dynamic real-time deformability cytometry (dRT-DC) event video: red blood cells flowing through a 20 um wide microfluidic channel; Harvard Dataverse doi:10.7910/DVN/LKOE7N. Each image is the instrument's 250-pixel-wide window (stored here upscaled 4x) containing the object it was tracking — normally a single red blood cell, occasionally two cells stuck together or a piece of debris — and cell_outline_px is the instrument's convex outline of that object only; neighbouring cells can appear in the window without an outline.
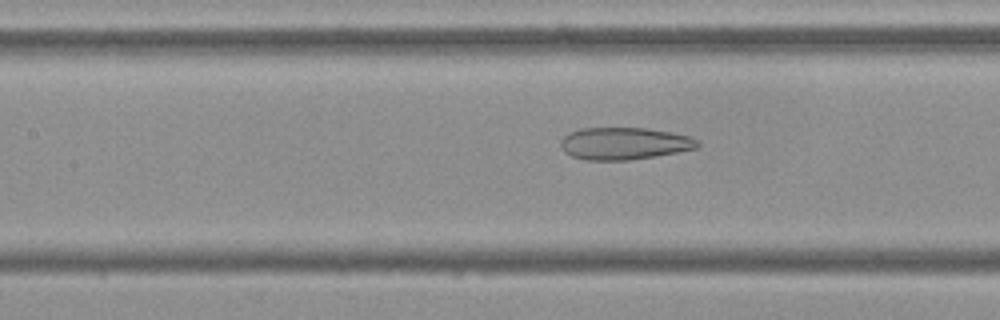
{"species": "Egyptian fruit bat (a non-hibernating species)", "species_latin": "Rousettus aegyptiacus", "temperature_condition": "cold", "stored_images_in_passage": 53, "camera_frame_rate_fps": 3000, "um_per_image_px": 0.085, "frame": {"image": 1, "passage_image": 23, "time_ms": 7.333, "image_size_px": [1000, 320], "cell_outline_px": [[700, 144], [696, 148], [656, 156], [628, 160], [584, 160], [572, 156], [564, 152], [560, 148], [560, 140], [564, 136], [580, 128], [648, 128], [672, 132], [688, 136], [696, 140]], "centroid_in_image_um": [53.02, 12.2], "position_along_channel_um": 154.4, "area_um2": 25.66}}
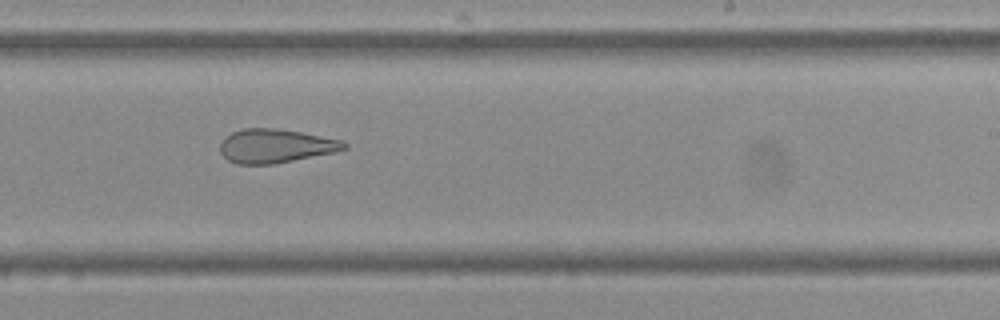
{"frame": {"image": 2, "passage_image": 32, "time_ms": 10.333, "image_size_px": [1000, 320], "cell_outline_px": [[348, 148], [336, 152], [276, 164], [236, 164], [228, 160], [220, 152], [220, 144], [224, 136], [232, 132], [244, 128], [276, 128], [300, 132], [340, 140], [348, 144]], "centroid_in_image_um": [23.4, 12.41], "position_along_channel_um": 265.6, "area_um2": 24.57}}
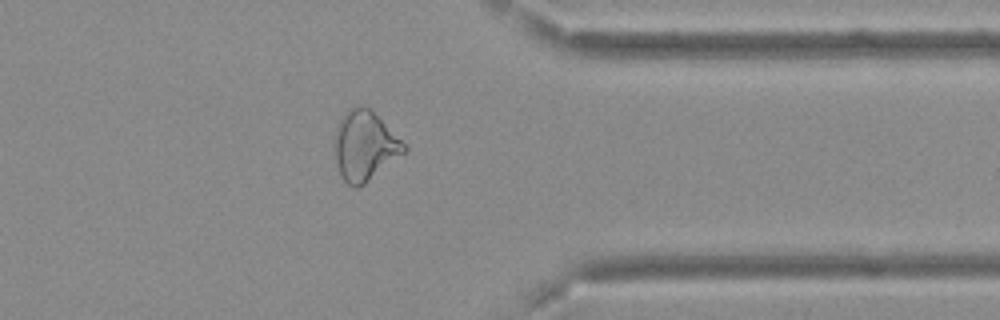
{"frame": {"image": 3, "passage_image": 42, "time_ms": 13.667, "image_size_px": [1000, 320], "cell_outline_px": [[408, 148], [404, 152], [364, 184], [356, 188], [348, 184], [340, 176], [332, 144], [336, 128], [344, 112], [348, 108], [360, 104], [364, 104], [372, 108]], "centroid_in_image_um": [30.95, 12.34], "position_along_channel_um": 380.4, "area_um2": 28.38}, "authors_computed_cell_mechanics": {"area_um2": 29.3624, "velocity_mm_per_s": 3.7152, "shape_relaxation_time_tau1_ms": null, "shape_relaxation_time_tau2_ms": 2.4309, "deformation_change_tau1": null, "deformation_change_tau2": 0.114}}